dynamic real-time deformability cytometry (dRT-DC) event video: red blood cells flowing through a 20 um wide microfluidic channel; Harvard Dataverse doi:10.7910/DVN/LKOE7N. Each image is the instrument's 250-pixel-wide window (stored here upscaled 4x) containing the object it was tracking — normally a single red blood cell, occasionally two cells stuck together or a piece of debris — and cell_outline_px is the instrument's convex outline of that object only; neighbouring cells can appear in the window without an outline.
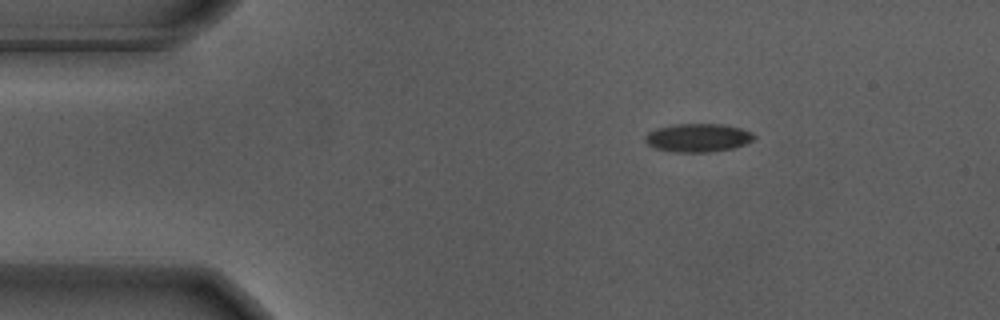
{"species": "Egyptian fruit bat (a non-hibernating species)", "species_latin": "Rousettus aegyptiacus", "temperature_condition": "warm", "stored_images_in_passage": 48, "camera_frame_rate_fps": 3000, "um_per_image_px": 0.085, "animal": {"sex": "male"}, "frame": {"image": 1, "passage_image": 1, "time_ms": 0.0, "image_size_px": [1000, 320], "cell_outline_px": [[756, 136], [752, 140], [744, 144], [732, 148], [708, 152], [676, 152], [656, 148], [648, 144], [644, 140], [644, 136], [648, 132], [656, 128], [672, 124], [724, 124], [740, 128], [752, 132]], "centroid_in_image_um": [59.3, 11.69], "position_along_channel_um": 25.7, "area_um2": 17.98}}
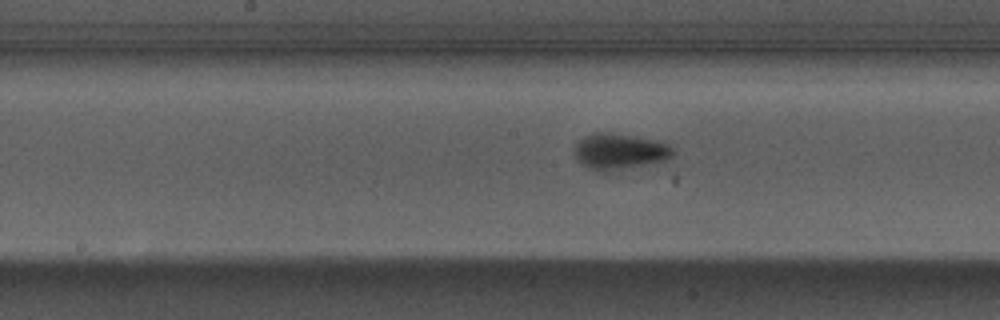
{"frame": {"image": 2, "passage_image": 20, "time_ms": 6.333, "image_size_px": [1000, 320], "cell_outline_px": [[676, 152], [668, 160], [608, 172], [596, 172], [588, 168], [576, 160], [572, 152], [572, 148], [584, 136], [592, 132], [608, 132], [636, 136], [656, 140], [668, 144]], "centroid_in_image_um": [52.62, 12.88], "position_along_channel_um": 195.6, "area_um2": 21.21}}
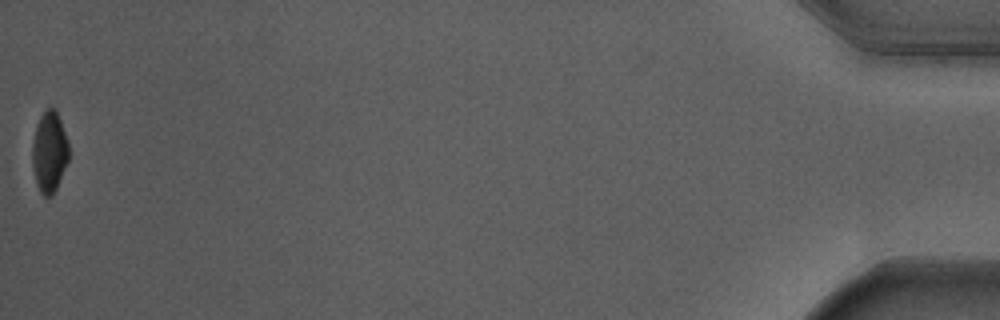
{"frame": {"image": 3, "passage_image": 48, "time_ms": 15.667, "image_size_px": [1000, 320], "cell_outline_px": [[68, 160], [56, 188], [52, 196], [44, 196], [40, 192], [36, 184], [32, 164], [32, 144], [36, 124], [40, 116], [48, 108], [52, 108], [56, 112], [60, 120], [68, 144]], "centroid_in_image_um": [4.17, 12.94], "position_along_channel_um": 431.0, "area_um2": 16.94}, "authors_computed_cell_mechanics": {"area_um2": 18.785, "velocity_mm_per_s": 3.6701, "shape_relaxation_time_tau1_ms": 2.4092, "shape_relaxation_time_tau2_ms": null, "deformation_change_tau1": 0.1539, "deformation_change_tau2": null}}